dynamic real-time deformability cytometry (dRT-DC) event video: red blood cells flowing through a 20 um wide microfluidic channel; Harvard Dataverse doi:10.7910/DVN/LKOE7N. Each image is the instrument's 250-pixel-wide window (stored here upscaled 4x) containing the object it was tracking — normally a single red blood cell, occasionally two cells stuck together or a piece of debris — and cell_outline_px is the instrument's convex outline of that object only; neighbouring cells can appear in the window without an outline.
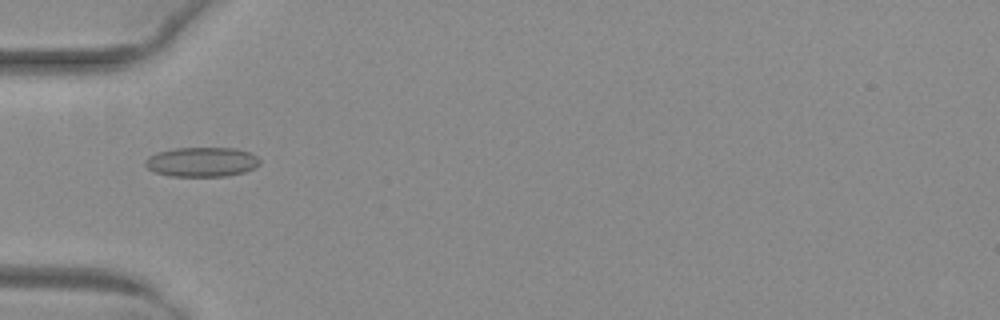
{"species": "common noctule bat (a hibernating species)", "species_latin": "Nyctalus noctula", "temperature_condition": "warm", "stored_images_in_passage": 41, "camera_frame_rate_fps": 3000, "um_per_image_px": 0.085, "animal": {"sex": "female", "body_mass_g": 29.2, "forearm_length_mm": 56.3}, "frame": {"image": 1, "passage_image": 7, "time_ms": 2.0, "image_size_px": [1000, 320], "cell_outline_px": [[260, 164], [244, 172], [228, 176], [168, 176], [156, 172], [148, 168], [144, 164], [144, 160], [148, 156], [160, 152], [176, 148], [236, 148], [252, 152], [260, 160]], "centroid_in_image_um": [17.17, 13.76], "position_along_channel_um": 67.8, "area_um2": 19.77}}
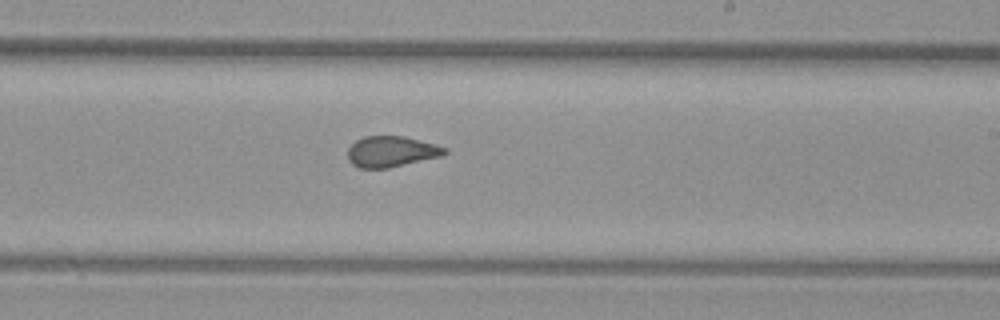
{"frame": {"image": 2, "passage_image": 21, "time_ms": 6.667, "image_size_px": [1000, 320], "cell_outline_px": [[448, 152], [444, 156], [388, 168], [360, 168], [352, 164], [348, 160], [348, 148], [356, 140], [364, 136], [404, 136], [448, 148]], "centroid_in_image_um": [33.28, 12.89], "position_along_channel_um": 255.7, "area_um2": 17.51}}
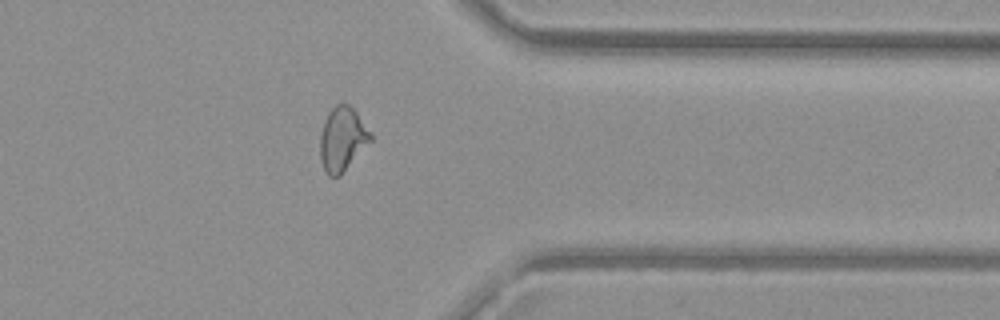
{"frame": {"image": 3, "passage_image": 31, "time_ms": 10.0, "image_size_px": [1000, 320], "cell_outline_px": [[372, 140], [340, 176], [328, 176], [320, 160], [320, 136], [324, 120], [328, 112], [336, 104], [348, 104], [356, 112], [372, 132]], "centroid_in_image_um": [29.1, 11.82], "position_along_channel_um": 382.3, "area_um2": 18.84}, "authors_computed_cell_mechanics": {"area_um2": 18.3804, "velocity_mm_per_s": 4.0349, "shape_relaxation_time_tau1_ms": null, "shape_relaxation_time_tau2_ms": 0.9032, "deformation_change_tau1": null, "deformation_change_tau2": 0.064}}